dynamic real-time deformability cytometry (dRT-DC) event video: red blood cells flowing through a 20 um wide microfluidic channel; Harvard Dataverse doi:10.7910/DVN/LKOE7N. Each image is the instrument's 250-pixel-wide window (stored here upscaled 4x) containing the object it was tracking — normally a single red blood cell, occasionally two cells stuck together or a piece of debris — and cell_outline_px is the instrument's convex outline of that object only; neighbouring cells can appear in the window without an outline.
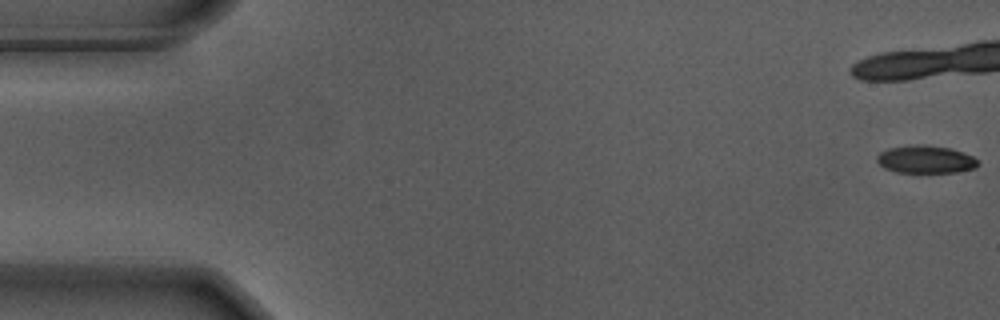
{"species": "Egyptian fruit bat (a non-hibernating species)", "species_latin": "Rousettus aegyptiacus", "temperature_condition": "warm", "stored_images_in_passage": 24, "camera_frame_rate_fps": 3000, "um_per_image_px": 0.085, "animal": {"sex": "male"}, "frame": {"image": 1, "passage_image": 1, "time_ms": 0.0, "image_size_px": [1000, 320], "cell_outline_px": [[980, 164], [976, 168], [956, 172], [896, 172], [884, 168], [876, 160], [876, 156], [880, 152], [888, 148], [912, 144], [924, 144], [952, 148], [972, 156]], "centroid_in_image_um": [78.66, 13.53], "position_along_channel_um": 6.3, "area_um2": 16.47}}